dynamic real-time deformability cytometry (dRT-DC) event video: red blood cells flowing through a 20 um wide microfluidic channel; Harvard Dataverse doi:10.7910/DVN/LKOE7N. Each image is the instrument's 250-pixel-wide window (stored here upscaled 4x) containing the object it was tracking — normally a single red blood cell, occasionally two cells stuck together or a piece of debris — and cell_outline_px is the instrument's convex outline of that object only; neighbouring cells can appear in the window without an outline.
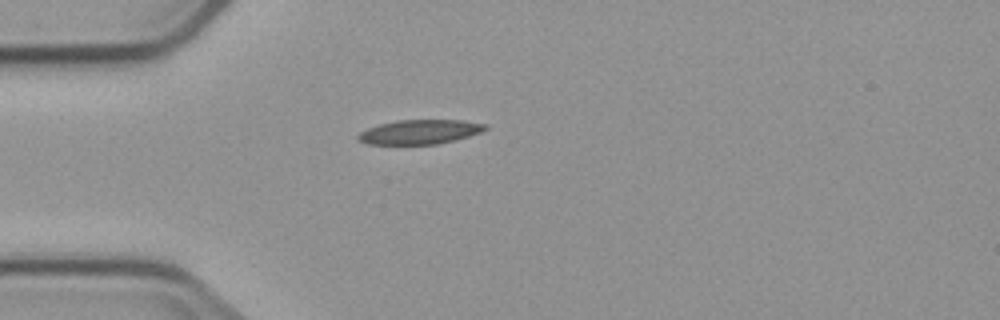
{"species": "common noctule bat (a hibernating species)", "species_latin": "Nyctalus noctula", "temperature_condition": "cold", "stored_images_in_passage": 5, "camera_frame_rate_fps": 3000, "um_per_image_px": 0.085, "animal": {"sex": "male", "body_mass_g": 23.1, "forearm_length_mm": 52.7}, "frame": {"image": 1, "passage_image": 5, "time_ms": 6.0, "image_size_px": [1000, 320], "cell_outline_px": [[488, 128], [480, 132], [456, 140], [436, 144], [368, 144], [360, 140], [356, 136], [360, 132], [368, 128], [380, 124], [396, 120], [464, 120], [488, 124]], "centroid_in_image_um": [35.71, 11.2], "position_along_channel_um": 49.3, "area_um2": 18.03}}